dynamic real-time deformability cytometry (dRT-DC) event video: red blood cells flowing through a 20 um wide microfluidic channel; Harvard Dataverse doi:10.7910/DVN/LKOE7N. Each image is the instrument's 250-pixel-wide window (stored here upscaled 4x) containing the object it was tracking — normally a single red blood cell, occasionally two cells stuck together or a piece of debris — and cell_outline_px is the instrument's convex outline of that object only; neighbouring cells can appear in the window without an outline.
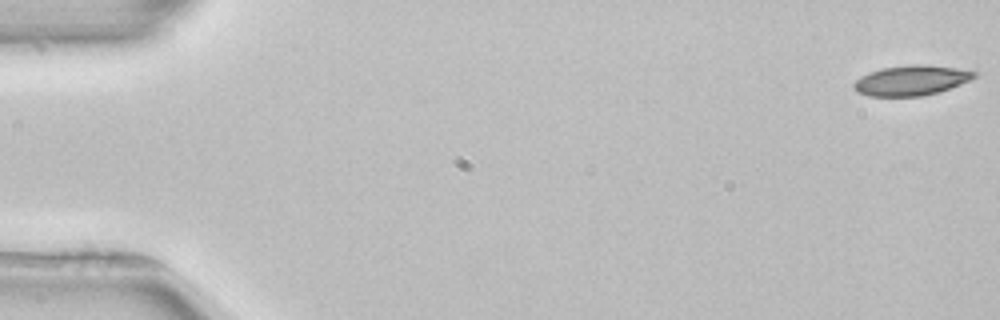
{"species": "common noctule bat (a hibernating species)", "species_latin": "Nyctalus noctula", "temperature_condition": "room temperature", "stored_images_in_passage": 53, "camera_frame_rate_fps": 3000, "um_per_image_px": 0.085, "animal": {"sex": "female", "body_mass_g": 22.7, "forearm_length_mm": 54.2}, "frame": {"image": 1, "passage_image": 1, "time_ms": 0.0, "image_size_px": [1000, 320], "cell_outline_px": [[976, 76], [960, 84], [940, 92], [920, 96], [868, 96], [856, 92], [852, 88], [852, 84], [860, 76], [868, 72], [880, 68], [912, 64], [924, 64], [956, 68], [976, 72]], "centroid_in_image_um": [77.39, 6.83], "position_along_channel_um": 7.6, "area_um2": 21.21}}
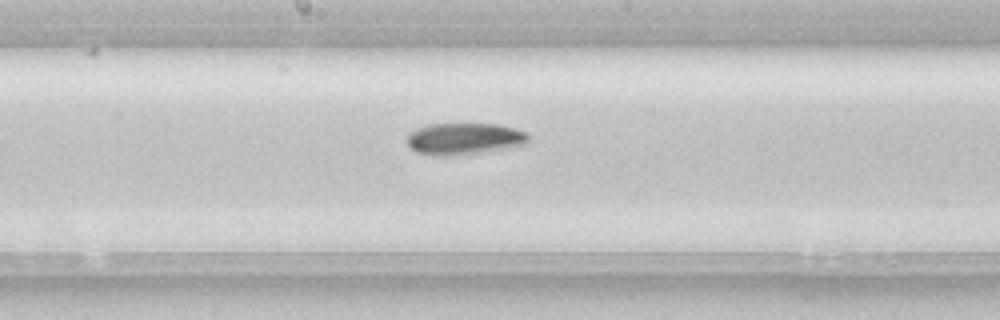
{"frame": {"image": 2, "passage_image": 28, "time_ms": 9.0, "image_size_px": [1000, 320], "cell_outline_px": [[528, 144], [480, 152], [440, 156], [416, 152], [408, 144], [408, 136], [416, 128], [428, 124], [496, 124], [528, 132]], "centroid_in_image_um": [39.47, 11.78], "position_along_channel_um": 208.7, "area_um2": 22.02}}
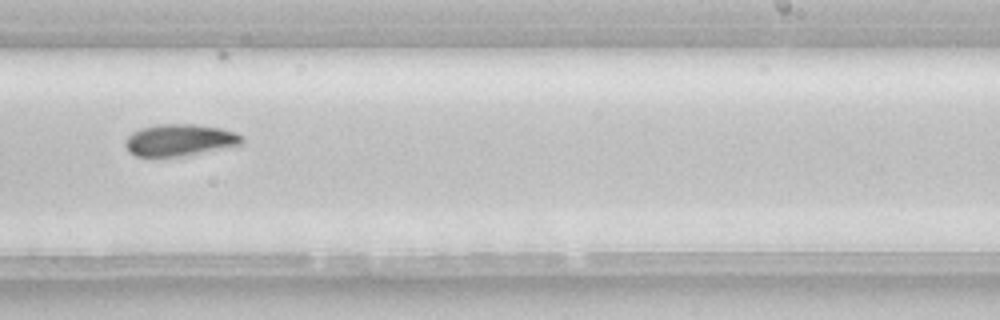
{"frame": {"image": 3, "passage_image": 33, "time_ms": 10.667, "image_size_px": [1000, 320], "cell_outline_px": [[244, 140], [240, 144], [184, 156], [136, 156], [128, 152], [124, 144], [124, 140], [132, 132], [140, 128], [156, 124], [192, 124], [220, 128], [236, 132]], "centroid_in_image_um": [15.2, 11.9], "position_along_channel_um": 273.8, "area_um2": 21.5}, "authors_computed_cell_mechanics": {"area_um2": 21.386, "velocity_mm_per_s": 3.9302, "shape_relaxation_time_tau1_ms": 7.139, "shape_relaxation_time_tau2_ms": null, "deformation_change_tau1": 0.1522, "deformation_change_tau2": null}}